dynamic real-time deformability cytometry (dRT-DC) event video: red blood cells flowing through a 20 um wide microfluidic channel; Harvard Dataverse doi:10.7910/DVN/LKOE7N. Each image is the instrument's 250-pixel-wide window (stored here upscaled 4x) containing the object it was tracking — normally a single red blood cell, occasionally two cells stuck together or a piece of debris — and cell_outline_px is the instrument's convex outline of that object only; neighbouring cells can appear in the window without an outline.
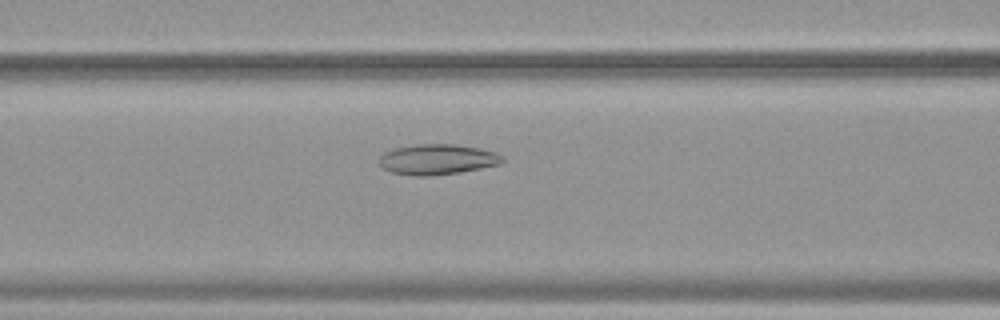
{"species": "common noctule bat (a hibernating species)", "species_latin": "Nyctalus noctula", "temperature_condition": "warm", "stored_images_in_passage": 54, "camera_frame_rate_fps": 3000, "um_per_image_px": 0.085, "animal": {"sex": "female", "body_mass_g": 19.9}, "frame": {"image": 1, "passage_image": 23, "time_ms": 7.333, "image_size_px": [1000, 320], "cell_outline_px": [[504, 160], [500, 164], [460, 172], [428, 176], [412, 176], [392, 172], [384, 168], [380, 164], [380, 156], [384, 152], [396, 148], [416, 144], [456, 144], [480, 148], [496, 152], [504, 156]], "centroid_in_image_um": [37.2, 13.54], "position_along_channel_um": 129.4, "area_um2": 21.85}}
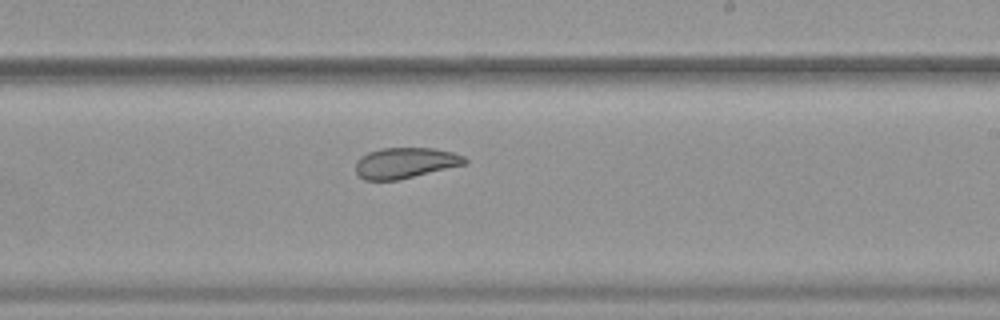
{"frame": {"image": 2, "passage_image": 33, "time_ms": 10.667, "image_size_px": [1000, 320], "cell_outline_px": [[468, 164], [396, 180], [364, 180], [356, 172], [356, 160], [360, 156], [368, 152], [380, 148], [436, 148], [452, 152], [464, 156], [468, 160]], "centroid_in_image_um": [34.46, 13.84], "position_along_channel_um": 254.5, "area_um2": 19.65}}
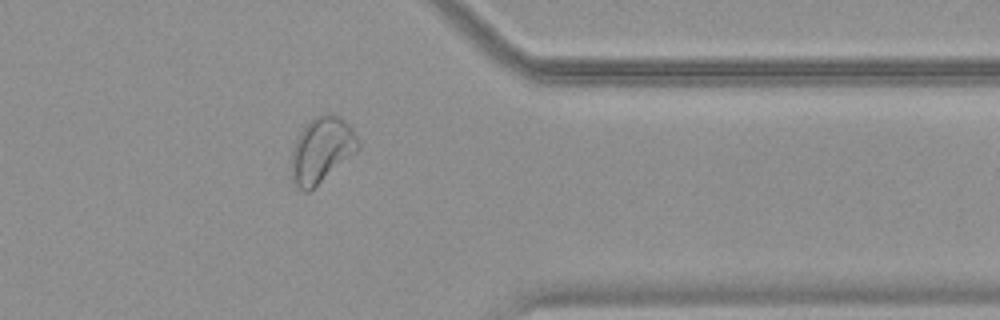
{"frame": {"image": 3, "passage_image": 44, "time_ms": 14.333, "image_size_px": [1000, 320], "cell_outline_px": [[360, 148], [356, 152], [308, 192], [304, 192], [292, 180], [292, 148], [300, 132], [316, 116], [340, 116], [352, 128], [360, 144]], "centroid_in_image_um": [27.35, 12.77], "position_along_channel_um": 384.1, "area_um2": 24.68}, "authors_computed_cell_mechanics": {"area_um2": 26.6169, "velocity_mm_per_s": 3.7775, "shape_relaxation_time_tau1_ms": null, "shape_relaxation_time_tau2_ms": 2.3924, "deformation_change_tau1": null, "deformation_change_tau2": 0.0799}}